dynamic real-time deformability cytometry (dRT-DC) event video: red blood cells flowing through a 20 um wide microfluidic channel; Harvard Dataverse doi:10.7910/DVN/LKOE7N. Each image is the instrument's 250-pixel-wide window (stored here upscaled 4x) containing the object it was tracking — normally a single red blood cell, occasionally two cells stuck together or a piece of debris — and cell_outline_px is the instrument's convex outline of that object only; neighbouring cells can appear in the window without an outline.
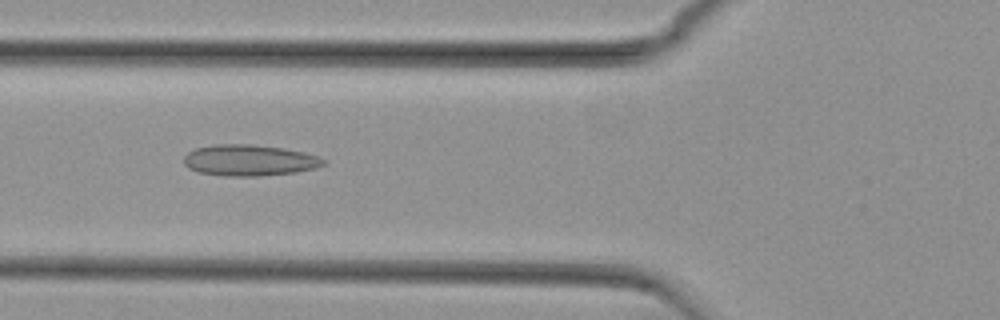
{"species": "common noctule bat (a hibernating species)", "species_latin": "Nyctalus noctula", "temperature_condition": "cold", "stored_images_in_passage": 53, "camera_frame_rate_fps": 3000, "um_per_image_px": 0.085, "animal": {"sex": "female", "body_mass_g": 29.2, "forearm_length_mm": 56.3}, "frame": {"image": 1, "passage_image": 19, "time_ms": 6.0, "image_size_px": [1000, 320], "cell_outline_px": [[324, 164], [316, 168], [296, 172], [260, 176], [224, 176], [196, 172], [188, 168], [184, 164], [184, 156], [188, 152], [196, 148], [216, 144], [252, 144], [284, 148], [304, 152], [316, 156], [324, 160]], "centroid_in_image_um": [21.16, 13.63], "position_along_channel_um": 104.6, "area_um2": 25.43}}
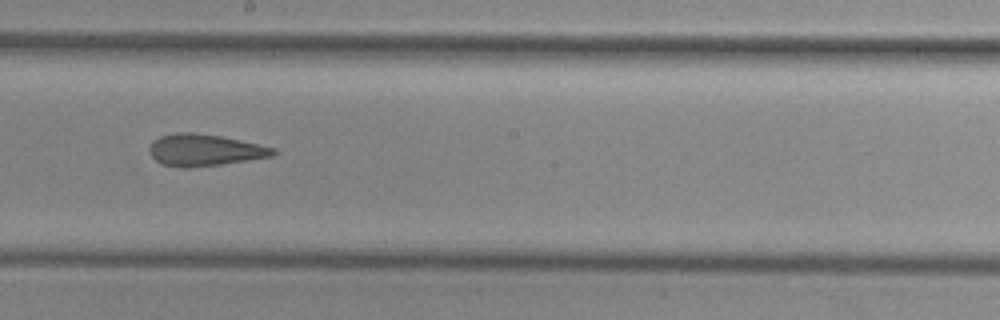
{"frame": {"image": 2, "passage_image": 29, "time_ms": 9.333, "image_size_px": [1000, 320], "cell_outline_px": [[276, 152], [272, 156], [220, 164], [188, 168], [180, 168], [160, 164], [148, 152], [148, 148], [152, 140], [160, 136], [176, 132], [192, 132], [220, 136], [276, 148]], "centroid_in_image_um": [17.31, 12.75], "position_along_channel_um": 230.9, "area_um2": 22.89}}
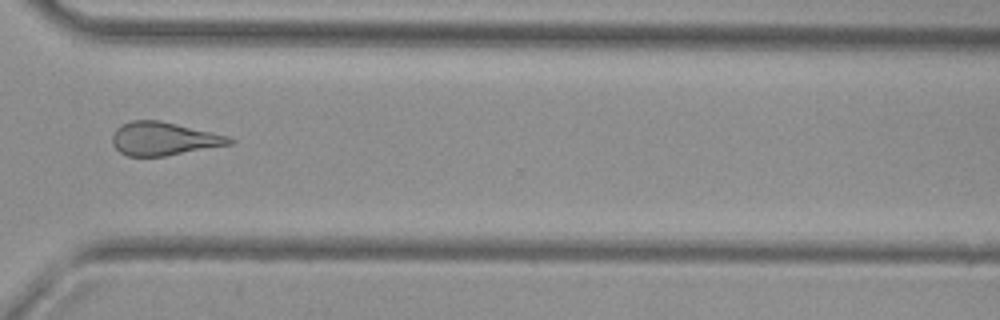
{"frame": {"image": 3, "passage_image": 39, "time_ms": 12.667, "image_size_px": [1000, 320], "cell_outline_px": [[236, 140], [232, 144], [164, 156], [128, 156], [120, 152], [112, 144], [112, 136], [116, 128], [120, 124], [132, 120], [160, 120], [228, 136]], "centroid_in_image_um": [13.89, 11.79], "position_along_channel_um": 356.7, "area_um2": 22.66}, "authors_computed_cell_mechanics": {"area_um2": 23.7558, "velocity_mm_per_s": 3.7758, "shape_relaxation_time_tau1_ms": null, "shape_relaxation_time_tau2_ms": 2.94, "deformation_change_tau1": null, "deformation_change_tau2": 0.1313}}